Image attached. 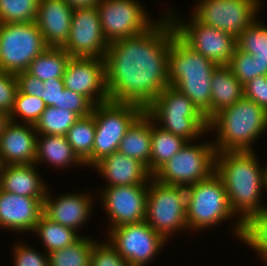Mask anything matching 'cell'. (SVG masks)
Here are the masks:
<instances>
[{"instance_id":"1","label":"cell","mask_w":267,"mask_h":266,"mask_svg":"<svg viewBox=\"0 0 267 266\" xmlns=\"http://www.w3.org/2000/svg\"><path fill=\"white\" fill-rule=\"evenodd\" d=\"M175 35L166 15L139 35L109 43L104 57L109 100L145 110L170 86L168 58Z\"/></svg>"},{"instance_id":"2","label":"cell","mask_w":267,"mask_h":266,"mask_svg":"<svg viewBox=\"0 0 267 266\" xmlns=\"http://www.w3.org/2000/svg\"><path fill=\"white\" fill-rule=\"evenodd\" d=\"M254 154V151L216 153L215 173L223 181L235 216L241 215L233 227L239 239L243 223L252 214L267 210L260 200L262 189L267 188V167L261 168Z\"/></svg>"},{"instance_id":"3","label":"cell","mask_w":267,"mask_h":266,"mask_svg":"<svg viewBox=\"0 0 267 266\" xmlns=\"http://www.w3.org/2000/svg\"><path fill=\"white\" fill-rule=\"evenodd\" d=\"M217 66L177 35L172 38L168 58L169 84L185 94L208 121L211 119V80Z\"/></svg>"},{"instance_id":"4","label":"cell","mask_w":267,"mask_h":266,"mask_svg":"<svg viewBox=\"0 0 267 266\" xmlns=\"http://www.w3.org/2000/svg\"><path fill=\"white\" fill-rule=\"evenodd\" d=\"M213 129L217 130L216 153L253 151L252 141L267 129V111L243 96L208 121V130Z\"/></svg>"},{"instance_id":"5","label":"cell","mask_w":267,"mask_h":266,"mask_svg":"<svg viewBox=\"0 0 267 266\" xmlns=\"http://www.w3.org/2000/svg\"><path fill=\"white\" fill-rule=\"evenodd\" d=\"M145 112L165 131L188 142L208 132V120L197 106L176 88L168 86L145 109Z\"/></svg>"},{"instance_id":"6","label":"cell","mask_w":267,"mask_h":266,"mask_svg":"<svg viewBox=\"0 0 267 266\" xmlns=\"http://www.w3.org/2000/svg\"><path fill=\"white\" fill-rule=\"evenodd\" d=\"M187 190L186 221L189 229H206L234 216L223 181L215 172Z\"/></svg>"},{"instance_id":"7","label":"cell","mask_w":267,"mask_h":266,"mask_svg":"<svg viewBox=\"0 0 267 266\" xmlns=\"http://www.w3.org/2000/svg\"><path fill=\"white\" fill-rule=\"evenodd\" d=\"M145 110L135 104L107 101L94 105L95 139L92 166L118 151L120 142L132 123Z\"/></svg>"},{"instance_id":"8","label":"cell","mask_w":267,"mask_h":266,"mask_svg":"<svg viewBox=\"0 0 267 266\" xmlns=\"http://www.w3.org/2000/svg\"><path fill=\"white\" fill-rule=\"evenodd\" d=\"M148 185L145 221L149 226L166 240L175 231L188 229L187 188L162 184L153 177Z\"/></svg>"},{"instance_id":"9","label":"cell","mask_w":267,"mask_h":266,"mask_svg":"<svg viewBox=\"0 0 267 266\" xmlns=\"http://www.w3.org/2000/svg\"><path fill=\"white\" fill-rule=\"evenodd\" d=\"M216 150L212 143L186 145L164 164L153 178L178 187H189L209 178L215 172Z\"/></svg>"},{"instance_id":"10","label":"cell","mask_w":267,"mask_h":266,"mask_svg":"<svg viewBox=\"0 0 267 266\" xmlns=\"http://www.w3.org/2000/svg\"><path fill=\"white\" fill-rule=\"evenodd\" d=\"M47 48L35 21L0 24V70L13 74L26 71Z\"/></svg>"},{"instance_id":"11","label":"cell","mask_w":267,"mask_h":266,"mask_svg":"<svg viewBox=\"0 0 267 266\" xmlns=\"http://www.w3.org/2000/svg\"><path fill=\"white\" fill-rule=\"evenodd\" d=\"M192 15L202 24L224 31L234 38L255 20L260 0H199Z\"/></svg>"},{"instance_id":"12","label":"cell","mask_w":267,"mask_h":266,"mask_svg":"<svg viewBox=\"0 0 267 266\" xmlns=\"http://www.w3.org/2000/svg\"><path fill=\"white\" fill-rule=\"evenodd\" d=\"M96 7L108 43L139 35L156 23L135 0H101Z\"/></svg>"},{"instance_id":"13","label":"cell","mask_w":267,"mask_h":266,"mask_svg":"<svg viewBox=\"0 0 267 266\" xmlns=\"http://www.w3.org/2000/svg\"><path fill=\"white\" fill-rule=\"evenodd\" d=\"M168 15L173 23L176 35L194 51L199 52L217 65H228L231 61L236 38L232 35L199 22L193 15L186 23L176 21Z\"/></svg>"},{"instance_id":"14","label":"cell","mask_w":267,"mask_h":266,"mask_svg":"<svg viewBox=\"0 0 267 266\" xmlns=\"http://www.w3.org/2000/svg\"><path fill=\"white\" fill-rule=\"evenodd\" d=\"M109 232V243L130 266L148 264L167 241L146 221L121 225L110 229Z\"/></svg>"},{"instance_id":"15","label":"cell","mask_w":267,"mask_h":266,"mask_svg":"<svg viewBox=\"0 0 267 266\" xmlns=\"http://www.w3.org/2000/svg\"><path fill=\"white\" fill-rule=\"evenodd\" d=\"M108 45L97 7L74 9L69 37L63 49L71 57L104 59Z\"/></svg>"},{"instance_id":"16","label":"cell","mask_w":267,"mask_h":266,"mask_svg":"<svg viewBox=\"0 0 267 266\" xmlns=\"http://www.w3.org/2000/svg\"><path fill=\"white\" fill-rule=\"evenodd\" d=\"M63 81L66 89L86 96L94 105L109 101L103 58L71 57Z\"/></svg>"},{"instance_id":"17","label":"cell","mask_w":267,"mask_h":266,"mask_svg":"<svg viewBox=\"0 0 267 266\" xmlns=\"http://www.w3.org/2000/svg\"><path fill=\"white\" fill-rule=\"evenodd\" d=\"M148 185L106 187L101 199L112 222L110 229L146 220Z\"/></svg>"},{"instance_id":"18","label":"cell","mask_w":267,"mask_h":266,"mask_svg":"<svg viewBox=\"0 0 267 266\" xmlns=\"http://www.w3.org/2000/svg\"><path fill=\"white\" fill-rule=\"evenodd\" d=\"M21 124L11 121L2 133L0 166L35 164L38 134L33 124Z\"/></svg>"},{"instance_id":"19","label":"cell","mask_w":267,"mask_h":266,"mask_svg":"<svg viewBox=\"0 0 267 266\" xmlns=\"http://www.w3.org/2000/svg\"><path fill=\"white\" fill-rule=\"evenodd\" d=\"M39 198L20 196L0 189V227L12 231H34L44 210Z\"/></svg>"},{"instance_id":"20","label":"cell","mask_w":267,"mask_h":266,"mask_svg":"<svg viewBox=\"0 0 267 266\" xmlns=\"http://www.w3.org/2000/svg\"><path fill=\"white\" fill-rule=\"evenodd\" d=\"M73 9L64 0H40L35 23L48 47L63 48L71 28Z\"/></svg>"},{"instance_id":"21","label":"cell","mask_w":267,"mask_h":266,"mask_svg":"<svg viewBox=\"0 0 267 266\" xmlns=\"http://www.w3.org/2000/svg\"><path fill=\"white\" fill-rule=\"evenodd\" d=\"M93 167L108 180L106 187L147 185L153 177L143 163L119 151L101 159Z\"/></svg>"},{"instance_id":"22","label":"cell","mask_w":267,"mask_h":266,"mask_svg":"<svg viewBox=\"0 0 267 266\" xmlns=\"http://www.w3.org/2000/svg\"><path fill=\"white\" fill-rule=\"evenodd\" d=\"M92 198L83 193H70L54 200L46 193L44 199V214L52 221L77 231L86 223L92 210Z\"/></svg>"},{"instance_id":"23","label":"cell","mask_w":267,"mask_h":266,"mask_svg":"<svg viewBox=\"0 0 267 266\" xmlns=\"http://www.w3.org/2000/svg\"><path fill=\"white\" fill-rule=\"evenodd\" d=\"M36 164L0 166V189L6 192L39 198L43 203L48 187L36 172Z\"/></svg>"},{"instance_id":"24","label":"cell","mask_w":267,"mask_h":266,"mask_svg":"<svg viewBox=\"0 0 267 266\" xmlns=\"http://www.w3.org/2000/svg\"><path fill=\"white\" fill-rule=\"evenodd\" d=\"M118 151L140 161L150 172L151 117L145 111L129 127Z\"/></svg>"},{"instance_id":"25","label":"cell","mask_w":267,"mask_h":266,"mask_svg":"<svg viewBox=\"0 0 267 266\" xmlns=\"http://www.w3.org/2000/svg\"><path fill=\"white\" fill-rule=\"evenodd\" d=\"M244 96L243 84L228 65H218L211 80V118Z\"/></svg>"},{"instance_id":"26","label":"cell","mask_w":267,"mask_h":266,"mask_svg":"<svg viewBox=\"0 0 267 266\" xmlns=\"http://www.w3.org/2000/svg\"><path fill=\"white\" fill-rule=\"evenodd\" d=\"M41 137L38 139V137ZM47 162L57 167L70 164L85 165L75 154L66 136L38 135L35 164ZM38 163V164H37Z\"/></svg>"},{"instance_id":"27","label":"cell","mask_w":267,"mask_h":266,"mask_svg":"<svg viewBox=\"0 0 267 266\" xmlns=\"http://www.w3.org/2000/svg\"><path fill=\"white\" fill-rule=\"evenodd\" d=\"M151 118V157L150 174L153 176L188 142L184 138L165 131L159 126H154Z\"/></svg>"},{"instance_id":"28","label":"cell","mask_w":267,"mask_h":266,"mask_svg":"<svg viewBox=\"0 0 267 266\" xmlns=\"http://www.w3.org/2000/svg\"><path fill=\"white\" fill-rule=\"evenodd\" d=\"M95 118L91 113L80 117L68 130L66 138L78 158L92 166V153L95 139Z\"/></svg>"},{"instance_id":"29","label":"cell","mask_w":267,"mask_h":266,"mask_svg":"<svg viewBox=\"0 0 267 266\" xmlns=\"http://www.w3.org/2000/svg\"><path fill=\"white\" fill-rule=\"evenodd\" d=\"M71 56L63 48L48 47L28 66L27 72L41 81L63 78Z\"/></svg>"},{"instance_id":"30","label":"cell","mask_w":267,"mask_h":266,"mask_svg":"<svg viewBox=\"0 0 267 266\" xmlns=\"http://www.w3.org/2000/svg\"><path fill=\"white\" fill-rule=\"evenodd\" d=\"M33 232H36L41 238L42 243L45 245L44 248L47 250V254L55 250L63 249L73 244L81 237L77 235L74 229L52 221L44 213L36 223Z\"/></svg>"},{"instance_id":"31","label":"cell","mask_w":267,"mask_h":266,"mask_svg":"<svg viewBox=\"0 0 267 266\" xmlns=\"http://www.w3.org/2000/svg\"><path fill=\"white\" fill-rule=\"evenodd\" d=\"M93 239L80 237L67 247L48 254L49 266H90Z\"/></svg>"},{"instance_id":"32","label":"cell","mask_w":267,"mask_h":266,"mask_svg":"<svg viewBox=\"0 0 267 266\" xmlns=\"http://www.w3.org/2000/svg\"><path fill=\"white\" fill-rule=\"evenodd\" d=\"M79 118L72 111L56 107H46L34 126L38 135L66 136L68 130Z\"/></svg>"},{"instance_id":"33","label":"cell","mask_w":267,"mask_h":266,"mask_svg":"<svg viewBox=\"0 0 267 266\" xmlns=\"http://www.w3.org/2000/svg\"><path fill=\"white\" fill-rule=\"evenodd\" d=\"M240 240L255 249L267 264V210L252 214L243 223Z\"/></svg>"},{"instance_id":"34","label":"cell","mask_w":267,"mask_h":266,"mask_svg":"<svg viewBox=\"0 0 267 266\" xmlns=\"http://www.w3.org/2000/svg\"><path fill=\"white\" fill-rule=\"evenodd\" d=\"M237 47L261 63H267V26L255 20L236 39Z\"/></svg>"},{"instance_id":"35","label":"cell","mask_w":267,"mask_h":266,"mask_svg":"<svg viewBox=\"0 0 267 266\" xmlns=\"http://www.w3.org/2000/svg\"><path fill=\"white\" fill-rule=\"evenodd\" d=\"M40 0H0V24L34 22Z\"/></svg>"},{"instance_id":"36","label":"cell","mask_w":267,"mask_h":266,"mask_svg":"<svg viewBox=\"0 0 267 266\" xmlns=\"http://www.w3.org/2000/svg\"><path fill=\"white\" fill-rule=\"evenodd\" d=\"M228 66L243 85L257 76H267V63H261L253 55L240 50L237 46Z\"/></svg>"},{"instance_id":"37","label":"cell","mask_w":267,"mask_h":266,"mask_svg":"<svg viewBox=\"0 0 267 266\" xmlns=\"http://www.w3.org/2000/svg\"><path fill=\"white\" fill-rule=\"evenodd\" d=\"M46 107L41 98L17 91L10 120L16 123V115H21L25 124L35 125Z\"/></svg>"},{"instance_id":"38","label":"cell","mask_w":267,"mask_h":266,"mask_svg":"<svg viewBox=\"0 0 267 266\" xmlns=\"http://www.w3.org/2000/svg\"><path fill=\"white\" fill-rule=\"evenodd\" d=\"M90 266H130L117 250L107 241H94Z\"/></svg>"},{"instance_id":"39","label":"cell","mask_w":267,"mask_h":266,"mask_svg":"<svg viewBox=\"0 0 267 266\" xmlns=\"http://www.w3.org/2000/svg\"><path fill=\"white\" fill-rule=\"evenodd\" d=\"M94 104L84 95L64 89L60 94L59 108L72 111L79 117L88 116L92 113Z\"/></svg>"},{"instance_id":"40","label":"cell","mask_w":267,"mask_h":266,"mask_svg":"<svg viewBox=\"0 0 267 266\" xmlns=\"http://www.w3.org/2000/svg\"><path fill=\"white\" fill-rule=\"evenodd\" d=\"M17 91L15 74L0 70V110L11 112Z\"/></svg>"},{"instance_id":"41","label":"cell","mask_w":267,"mask_h":266,"mask_svg":"<svg viewBox=\"0 0 267 266\" xmlns=\"http://www.w3.org/2000/svg\"><path fill=\"white\" fill-rule=\"evenodd\" d=\"M14 251V265L15 266H49L48 254H40L34 248L26 245L15 246Z\"/></svg>"},{"instance_id":"42","label":"cell","mask_w":267,"mask_h":266,"mask_svg":"<svg viewBox=\"0 0 267 266\" xmlns=\"http://www.w3.org/2000/svg\"><path fill=\"white\" fill-rule=\"evenodd\" d=\"M244 97L267 111V76H257L243 85Z\"/></svg>"},{"instance_id":"43","label":"cell","mask_w":267,"mask_h":266,"mask_svg":"<svg viewBox=\"0 0 267 266\" xmlns=\"http://www.w3.org/2000/svg\"><path fill=\"white\" fill-rule=\"evenodd\" d=\"M17 79L18 91L24 94L37 96L41 98V93L44 90V82L27 71H21L15 74Z\"/></svg>"},{"instance_id":"44","label":"cell","mask_w":267,"mask_h":266,"mask_svg":"<svg viewBox=\"0 0 267 266\" xmlns=\"http://www.w3.org/2000/svg\"><path fill=\"white\" fill-rule=\"evenodd\" d=\"M44 90L41 93V99L47 107L59 108L60 94L65 89L63 78H50L44 81Z\"/></svg>"},{"instance_id":"45","label":"cell","mask_w":267,"mask_h":266,"mask_svg":"<svg viewBox=\"0 0 267 266\" xmlns=\"http://www.w3.org/2000/svg\"><path fill=\"white\" fill-rule=\"evenodd\" d=\"M73 10L96 6L101 0H64Z\"/></svg>"},{"instance_id":"46","label":"cell","mask_w":267,"mask_h":266,"mask_svg":"<svg viewBox=\"0 0 267 266\" xmlns=\"http://www.w3.org/2000/svg\"><path fill=\"white\" fill-rule=\"evenodd\" d=\"M11 122L10 114L6 111L0 110V137L4 132L6 126Z\"/></svg>"}]
</instances>
